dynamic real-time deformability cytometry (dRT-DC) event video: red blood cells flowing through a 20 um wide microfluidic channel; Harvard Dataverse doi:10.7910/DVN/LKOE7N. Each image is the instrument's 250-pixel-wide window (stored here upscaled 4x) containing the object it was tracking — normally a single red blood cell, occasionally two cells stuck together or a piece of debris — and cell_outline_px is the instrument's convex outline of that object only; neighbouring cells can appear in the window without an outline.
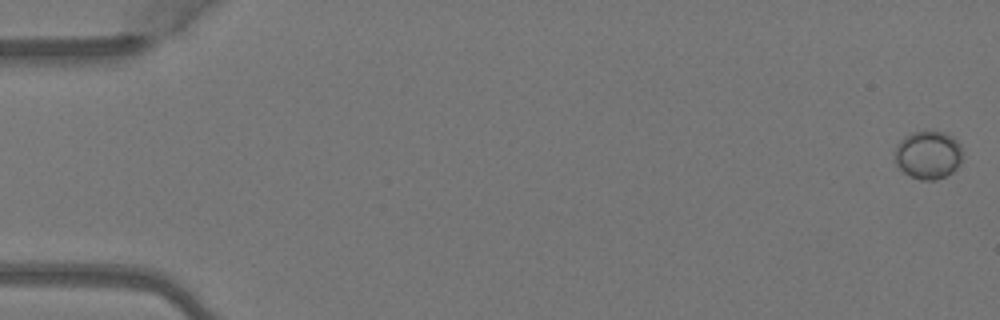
{"species": "Egyptian fruit bat (a non-hibernating species)", "species_latin": "Rousettus aegyptiacus", "temperature_condition": "warm", "stored_images_in_passage": 4, "camera_frame_rate_fps": 3000, "um_per_image_px": 0.085, "animal": {"sex": "female"}, "frame": {"image": 1, "passage_image": 1, "time_ms": 0.0, "image_size_px": [1000, 320], "cell_outline_px": [[960, 164], [952, 172], [936, 180], [920, 180], [908, 176], [896, 164], [896, 144], [900, 140], [912, 132], [944, 132], [952, 136], [960, 144]], "centroid_in_image_um": [78.88, 13.18], "position_along_channel_um": 6.1, "area_um2": 18.79}}